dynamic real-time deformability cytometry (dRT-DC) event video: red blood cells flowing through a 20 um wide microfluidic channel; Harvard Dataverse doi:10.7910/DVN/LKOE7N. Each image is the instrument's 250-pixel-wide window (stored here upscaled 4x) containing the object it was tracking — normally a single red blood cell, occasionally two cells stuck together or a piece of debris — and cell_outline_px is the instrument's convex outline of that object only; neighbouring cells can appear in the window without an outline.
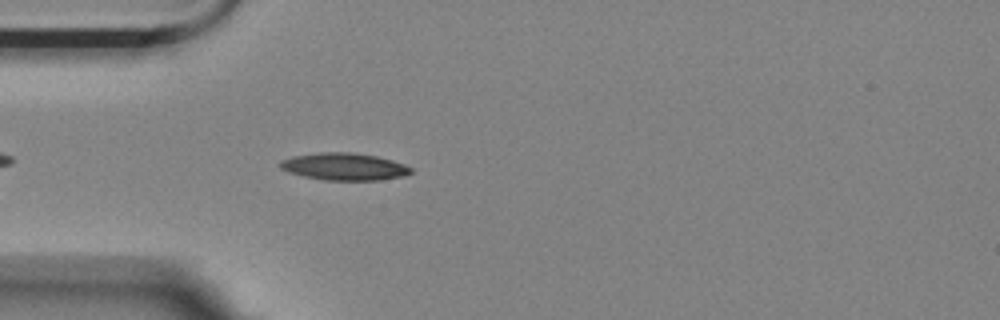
{"species": "Egyptian fruit bat (a non-hibernating species)", "species_latin": "Rousettus aegyptiacus", "temperature_condition": "room temperature", "stored_images_in_passage": 19, "camera_frame_rate_fps": 3000, "um_per_image_px": 0.085, "animal": {"sex": "female"}, "frame": {"image": 1, "passage_image": 5, "time_ms": 1.333, "image_size_px": [1000, 320], "cell_outline_px": [[412, 172], [404, 176], [380, 180], [324, 180], [304, 176], [288, 172], [280, 168], [280, 160], [292, 156], [320, 152], [352, 152], [376, 156], [392, 160], [404, 164], [412, 168]], "centroid_in_image_um": [29.25, 14.16], "position_along_channel_um": 55.7, "area_um2": 20.81}}
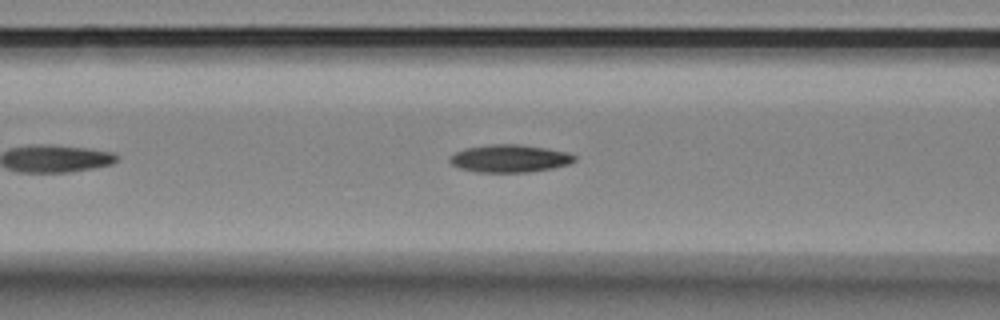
{"frame": {"image": 2, "passage_image": 11, "time_ms": 3.333, "image_size_px": [1000, 320], "cell_outline_px": [[576, 160], [568, 164], [552, 168], [528, 172], [476, 172], [460, 168], [452, 164], [448, 160], [456, 152], [464, 148], [492, 144], [516, 144], [544, 148], [568, 152], [576, 156]], "centroid_in_image_um": [43.32, 13.47], "position_along_channel_um": 123.3, "area_um2": 19.94}}
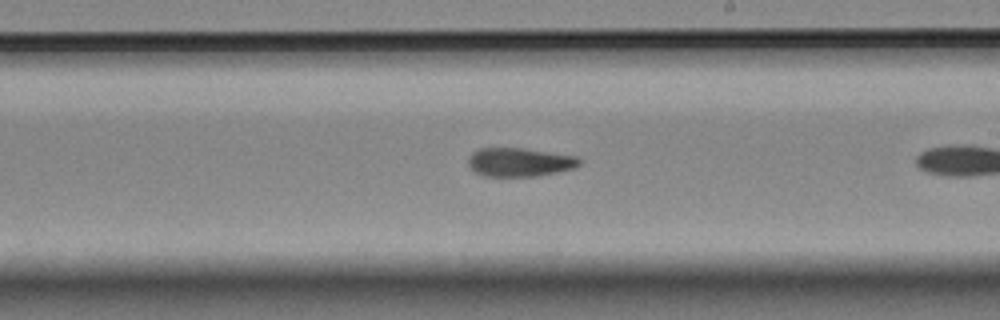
{"frame": {"image": 3, "passage_image": 18, "time_ms": 5.667, "image_size_px": [1000, 320], "cell_outline_px": [[580, 164], [576, 168], [536, 176], [484, 176], [476, 172], [468, 164], [468, 160], [472, 152], [480, 148], [520, 148], [576, 156], [580, 160]], "centroid_in_image_um": [44.16, 13.78], "position_along_channel_um": 244.8, "area_um2": 18.38}}